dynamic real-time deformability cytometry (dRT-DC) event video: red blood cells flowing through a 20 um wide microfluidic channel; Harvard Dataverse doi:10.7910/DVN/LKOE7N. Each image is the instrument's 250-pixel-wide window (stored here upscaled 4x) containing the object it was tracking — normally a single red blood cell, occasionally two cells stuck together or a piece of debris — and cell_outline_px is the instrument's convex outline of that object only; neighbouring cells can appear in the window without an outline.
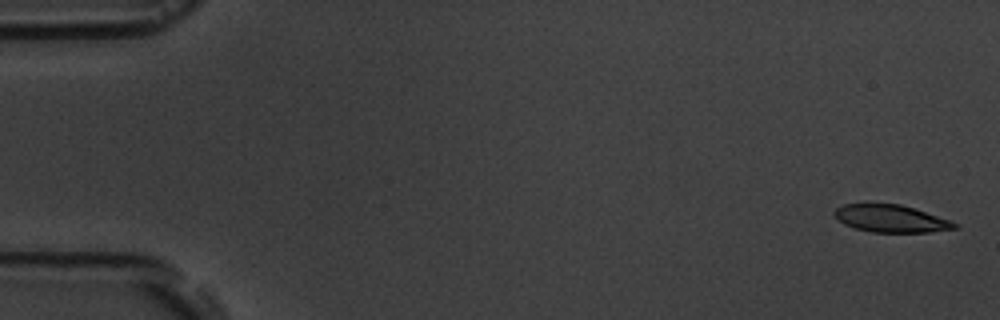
{"species": "common noctule bat (a hibernating species)", "species_latin": "Nyctalus noctula", "temperature_condition": "room temperature", "stored_images_in_passage": 3, "camera_frame_rate_fps": 3000, "um_per_image_px": 0.085, "animal": {"sex": "male", "body_mass_g": 19.5, "forearm_length_mm": 54.6}, "frame": {"image": 1, "passage_image": 1, "time_ms": 0.0, "image_size_px": [1000, 320], "cell_outline_px": [[960, 228], [928, 232], [872, 232], [856, 228], [844, 224], [832, 212], [836, 208], [844, 204], [900, 204], [960, 224]], "centroid_in_image_um": [75.73, 18.59], "position_along_channel_um": 9.3, "area_um2": 18.84}}